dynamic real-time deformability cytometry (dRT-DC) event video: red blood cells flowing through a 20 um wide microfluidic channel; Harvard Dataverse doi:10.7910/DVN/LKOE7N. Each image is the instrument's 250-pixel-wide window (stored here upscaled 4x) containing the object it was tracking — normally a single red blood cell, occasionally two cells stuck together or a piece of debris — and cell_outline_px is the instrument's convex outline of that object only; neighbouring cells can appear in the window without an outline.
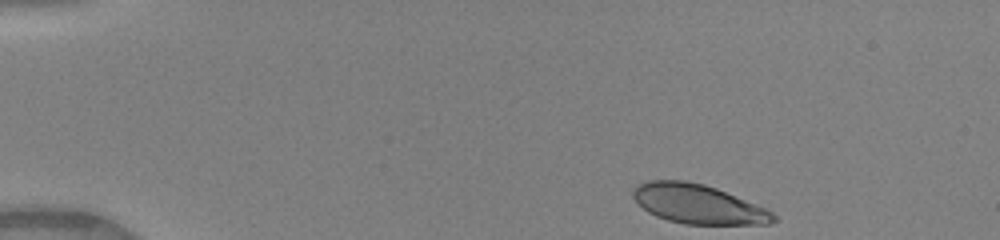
{"species": "human", "species_latin": "Homo sapiens", "temperature_condition": "warm", "stored_images_in_passage": 37, "camera_frame_rate_fps": 3000, "um_per_image_px": 0.085, "donor": {"sex": "female"}, "frame": {"image": 1, "passage_image": 1, "time_ms": 0.0, "image_size_px": [1000, 240], "cell_outline_px": [[776, 220], [768, 224], [684, 224], [668, 220], [656, 216], [648, 212], [632, 196], [632, 192], [636, 184], [648, 180], [684, 180], [704, 184], [716, 188], [768, 208], [776, 216]], "centroid_in_image_um": [59.34, 17.34], "position_along_channel_um": 25.7, "area_um2": 32.19}}
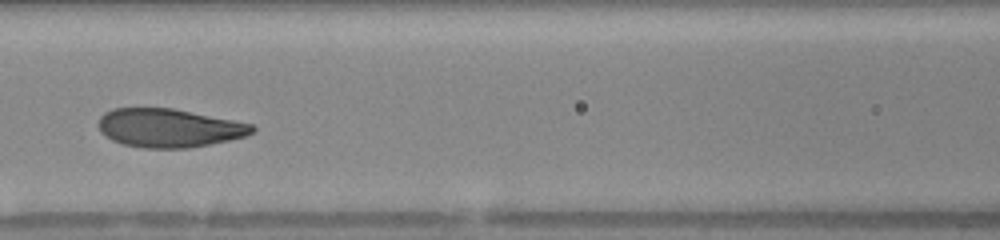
{"frame": {"image": 2, "passage_image": 17, "time_ms": 5.333, "image_size_px": [1000, 240], "cell_outline_px": [[256, 132], [244, 136], [228, 140], [188, 148], [144, 148], [124, 144], [112, 140], [104, 136], [100, 132], [96, 124], [100, 116], [104, 112], [112, 108], [172, 108], [252, 124], [256, 128]], "centroid_in_image_um": [14.3, 10.87], "position_along_channel_um": 152.3, "area_um2": 34.56}}
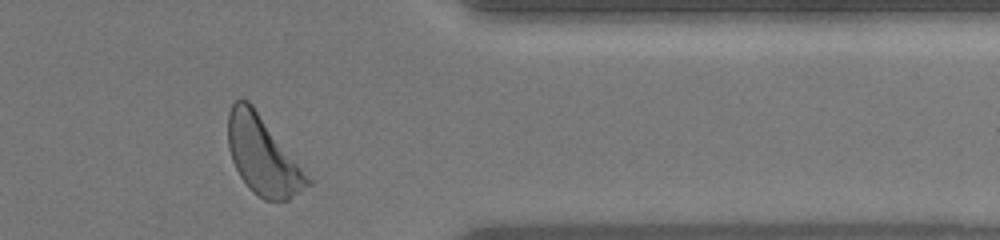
{"frame": {"image": 3, "passage_image": 35, "time_ms": 11.333, "image_size_px": [1000, 240], "cell_outline_px": [[312, 184], [288, 200], [264, 200], [252, 192], [248, 188], [240, 176], [232, 160], [228, 148], [228, 112], [232, 104], [236, 100], [248, 100], [252, 104], [312, 180]], "centroid_in_image_um": [22.33, 13.24], "position_along_channel_um": 389.1, "area_um2": 35.89}, "authors_computed_cell_mechanics": {"area_um2": 35.1424, "velocity_mm_per_s": 4.0956, "shape_relaxation_time_tau1_ms": 2.464, "shape_relaxation_time_tau2_ms": 0.7519, "deformation_change_tau1": 0.1648, "deformation_change_tau2": 0.0752}}